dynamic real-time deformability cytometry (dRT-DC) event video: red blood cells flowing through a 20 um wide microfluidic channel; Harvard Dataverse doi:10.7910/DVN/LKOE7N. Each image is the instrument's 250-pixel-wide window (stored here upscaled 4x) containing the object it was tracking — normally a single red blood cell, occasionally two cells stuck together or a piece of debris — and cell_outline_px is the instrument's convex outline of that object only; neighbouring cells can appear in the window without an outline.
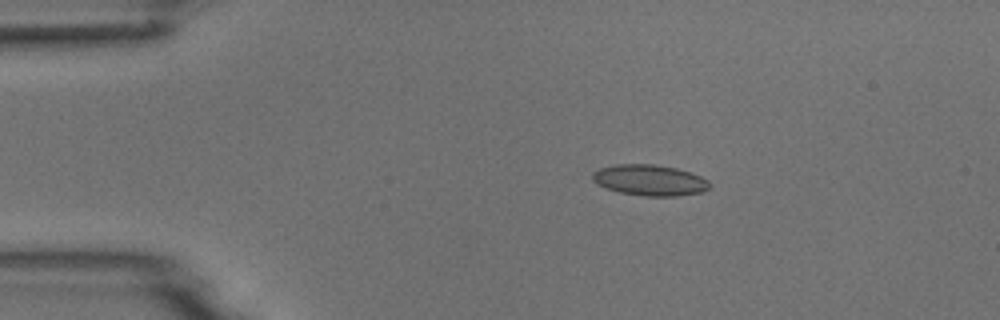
{"species": "common noctule bat (a hibernating species)", "species_latin": "Nyctalus noctula", "temperature_condition": "room temperature", "stored_images_in_passage": 5, "camera_frame_rate_fps": 3000, "um_per_image_px": 0.085, "animal": {"sex": "male", "body_mass_g": 18.8}, "frame": {"image": 1, "passage_image": 1, "time_ms": 0.0, "image_size_px": [1000, 320], "cell_outline_px": [[712, 184], [704, 192], [676, 196], [644, 196], [620, 192], [604, 188], [596, 184], [592, 180], [592, 172], [600, 168], [616, 164], [652, 164], [676, 168], [692, 172], [708, 180]], "centroid_in_image_um": [55.22, 15.32], "position_along_channel_um": 29.8, "area_um2": 21.33}}
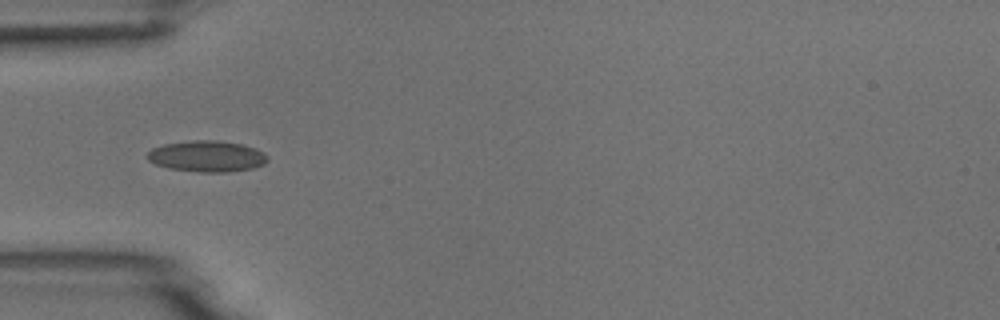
{"frame": {"image": 2, "passage_image": 3, "time_ms": 2.333, "image_size_px": [1000, 320], "cell_outline_px": [[268, 160], [264, 164], [252, 168], [228, 172], [200, 172], [168, 168], [156, 164], [148, 160], [144, 156], [152, 148], [164, 144], [192, 140], [216, 140], [240, 144], [256, 148], [264, 152], [268, 156]], "centroid_in_image_um": [17.58, 13.28], "position_along_channel_um": 67.4, "area_um2": 21.91}}